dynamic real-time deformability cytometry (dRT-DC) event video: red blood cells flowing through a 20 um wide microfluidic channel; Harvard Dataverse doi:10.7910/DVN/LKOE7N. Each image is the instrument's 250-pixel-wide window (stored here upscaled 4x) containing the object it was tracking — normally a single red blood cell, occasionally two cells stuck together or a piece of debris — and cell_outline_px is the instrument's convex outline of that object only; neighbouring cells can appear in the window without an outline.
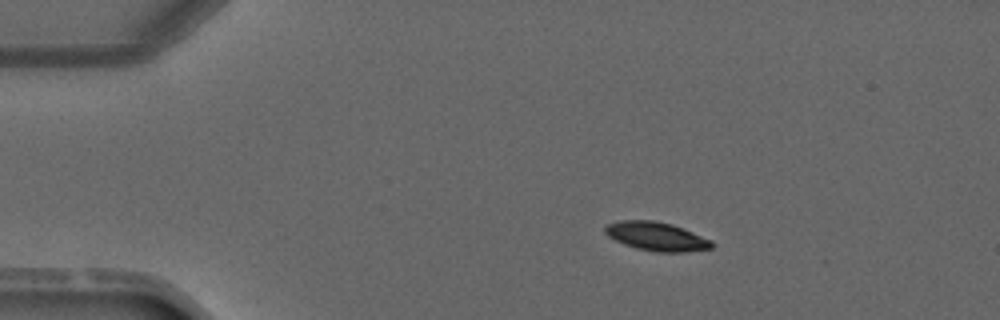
{"species": "common noctule bat (a hibernating species)", "species_latin": "Nyctalus noctula", "temperature_condition": "warm", "stored_images_in_passage": 1, "camera_frame_rate_fps": 3000, "um_per_image_px": 0.085, "animal": {"sex": "male", "forearm_length_mm": 52.5}, "frame": {"image": 1, "passage_image": 1, "time_ms": 0.0, "image_size_px": [1000, 320], "cell_outline_px": [[716, 244], [712, 248], [684, 252], [656, 252], [636, 248], [624, 244], [608, 236], [604, 232], [604, 228], [608, 224], [620, 220], [656, 220], [672, 224], [712, 240]], "centroid_in_image_um": [55.82, 20.09], "position_along_channel_um": 29.2, "area_um2": 17.92}}